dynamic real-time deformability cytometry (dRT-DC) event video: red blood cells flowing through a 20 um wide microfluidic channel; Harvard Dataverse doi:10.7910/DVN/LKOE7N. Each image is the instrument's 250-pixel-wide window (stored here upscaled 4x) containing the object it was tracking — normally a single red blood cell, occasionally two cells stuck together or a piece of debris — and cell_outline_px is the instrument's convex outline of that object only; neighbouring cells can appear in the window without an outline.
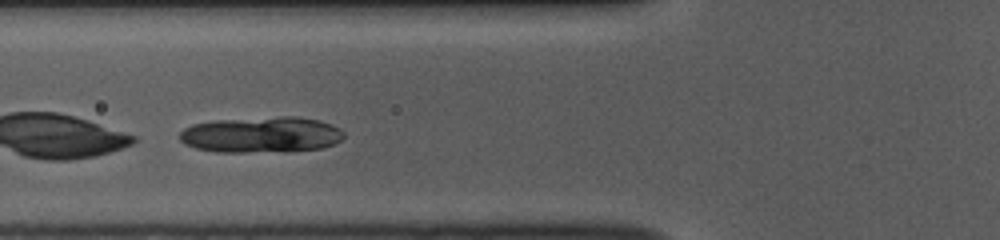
{"species": "common noctule bat (a hibernating species)", "species_latin": "Nyctalus noctula", "temperature_condition": "room temperature", "stored_images_in_passage": 38, "camera_frame_rate_fps": 3000, "um_per_image_px": 0.085, "animal": {"sex": "female", "body_mass_g": 10.0, "forearm_length_mm": 53.1}, "frame": {"image": 1, "passage_image": 11, "time_ms": 3.333, "image_size_px": [1000, 240], "cell_outline_px": [[344, 136], [340, 140], [332, 144], [320, 148], [288, 152], [216, 152], [196, 148], [184, 144], [180, 140], [180, 132], [184, 128], [192, 124], [212, 120], [280, 116], [296, 116], [316, 120], [332, 124], [340, 128], [344, 132]], "centroid_in_image_um": [22.2, 11.45], "position_along_channel_um": 103.6, "area_um2": 34.8}}